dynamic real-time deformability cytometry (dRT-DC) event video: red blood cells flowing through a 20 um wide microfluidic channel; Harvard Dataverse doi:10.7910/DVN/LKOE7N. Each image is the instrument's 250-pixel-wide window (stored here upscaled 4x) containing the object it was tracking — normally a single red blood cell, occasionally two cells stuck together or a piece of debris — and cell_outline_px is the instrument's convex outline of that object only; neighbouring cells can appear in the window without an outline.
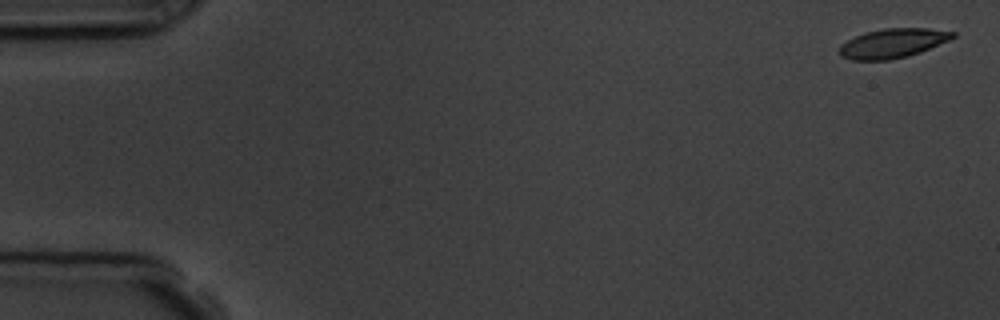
{"species": "common noctule bat (a hibernating species)", "species_latin": "Nyctalus noctula", "temperature_condition": "room temperature", "stored_images_in_passage": 5, "camera_frame_rate_fps": 3000, "um_per_image_px": 0.085, "animal": {"sex": "male", "body_mass_g": 19.5, "forearm_length_mm": 54.6}, "frame": {"image": 1, "passage_image": 1, "time_ms": 0.0, "image_size_px": [1000, 320], "cell_outline_px": [[956, 36], [948, 40], [920, 52], [888, 60], [852, 60], [840, 56], [840, 44], [864, 32], [884, 28], [928, 28], [956, 32]], "centroid_in_image_um": [75.86, 3.66], "position_along_channel_um": 9.1, "area_um2": 19.19}}
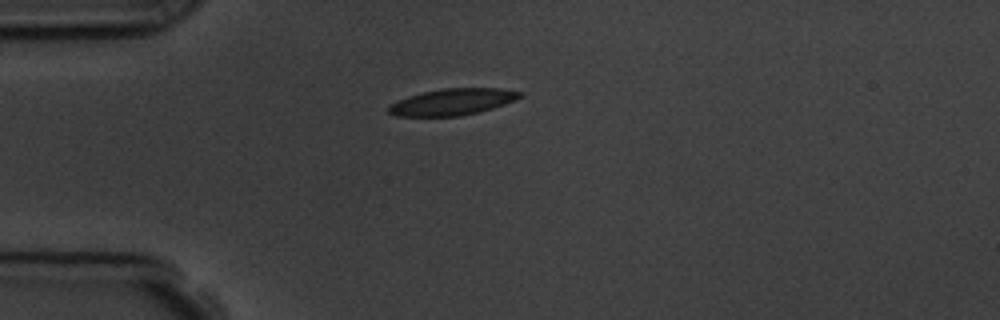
{"frame": {"image": 2, "passage_image": 4, "time_ms": 4.333, "image_size_px": [1000, 320], "cell_outline_px": [[524, 92], [516, 100], [492, 108], [460, 116], [396, 116], [388, 112], [388, 108], [396, 100], [408, 96], [424, 92], [444, 88], [500, 88]], "centroid_in_image_um": [38.46, 8.65], "position_along_channel_um": 46.5, "area_um2": 20.11}}